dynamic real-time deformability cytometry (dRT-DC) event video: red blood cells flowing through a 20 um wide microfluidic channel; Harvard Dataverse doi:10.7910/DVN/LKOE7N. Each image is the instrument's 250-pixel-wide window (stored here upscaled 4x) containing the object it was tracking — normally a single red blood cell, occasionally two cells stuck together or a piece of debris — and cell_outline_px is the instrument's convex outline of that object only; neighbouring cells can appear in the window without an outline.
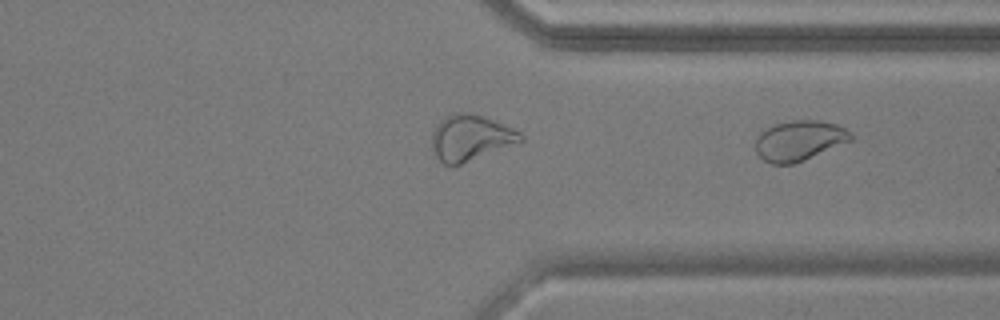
{"species": "common noctule bat (a hibernating species)", "species_latin": "Nyctalus noctula", "temperature_condition": "warm", "stored_images_in_passage": 27, "camera_frame_rate_fps": 3000, "um_per_image_px": 0.085, "animal": {"sex": "male", "body_mass_g": 17.9, "forearm_length_mm": 54.2}, "frame": {"image": 1, "passage_image": 27, "time_ms": 8.667, "image_size_px": [1000, 320], "cell_outline_px": [[852, 140], [804, 160], [792, 164], [772, 164], [764, 160], [756, 152], [756, 136], [760, 132], [776, 124], [792, 120], [820, 120], [836, 124], [852, 132]], "centroid_in_image_um": [67.94, 11.94], "position_along_channel_um": 343.5, "area_um2": 22.2}}